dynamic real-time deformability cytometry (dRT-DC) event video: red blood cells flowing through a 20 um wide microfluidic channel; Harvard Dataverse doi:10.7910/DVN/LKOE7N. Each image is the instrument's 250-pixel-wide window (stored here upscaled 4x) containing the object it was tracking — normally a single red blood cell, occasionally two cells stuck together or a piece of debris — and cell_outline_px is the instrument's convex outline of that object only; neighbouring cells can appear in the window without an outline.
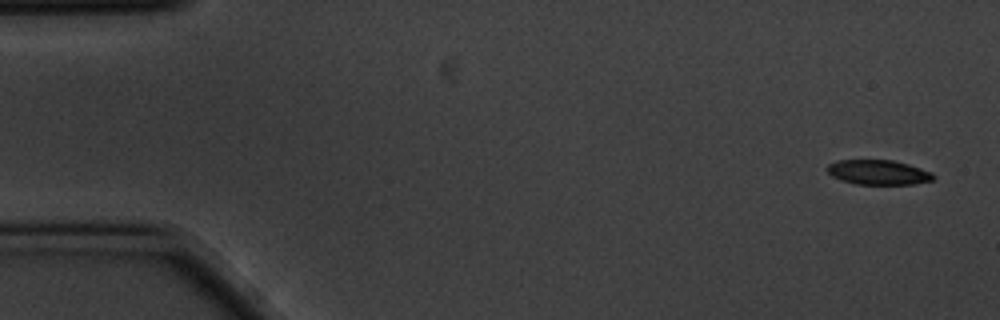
{"species": "common noctule bat (a hibernating species)", "species_latin": "Nyctalus noctula", "temperature_condition": "cold", "stored_images_in_passage": 5, "camera_frame_rate_fps": 3000, "um_per_image_px": 0.085, "animal": {"sex": "male", "body_mass_g": 20.1, "forearm_length_mm": 53.5}, "frame": {"image": 1, "passage_image": 1, "time_ms": 0.0, "image_size_px": [1000, 320], "cell_outline_px": [[936, 176], [932, 180], [916, 184], [856, 184], [840, 180], [832, 176], [824, 168], [828, 164], [836, 160], [892, 160], [908, 164], [932, 172]], "centroid_in_image_um": [74.63, 14.64], "position_along_channel_um": 10.4, "area_um2": 15.43}}
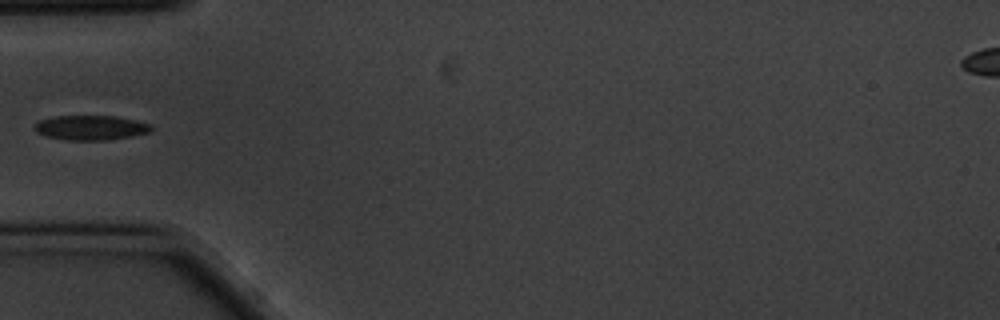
{"frame": {"image": 2, "passage_image": 5, "time_ms": 1.333, "image_size_px": [1000, 320], "cell_outline_px": [[152, 132], [132, 136], [104, 140], [68, 140], [44, 136], [36, 132], [32, 128], [40, 120], [56, 116], [116, 116], [136, 120], [152, 124]], "centroid_in_image_um": [7.73, 10.85], "position_along_channel_um": 77.3, "area_um2": 16.88}}